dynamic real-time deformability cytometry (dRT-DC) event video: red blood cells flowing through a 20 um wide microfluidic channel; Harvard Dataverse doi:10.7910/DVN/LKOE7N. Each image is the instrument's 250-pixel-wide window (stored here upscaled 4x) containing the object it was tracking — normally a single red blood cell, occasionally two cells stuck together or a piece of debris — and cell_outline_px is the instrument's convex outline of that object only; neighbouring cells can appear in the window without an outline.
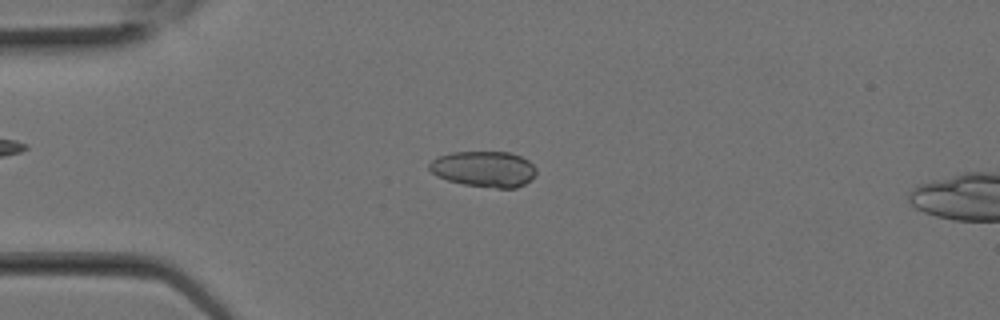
{"species": "Egyptian fruit bat (a non-hibernating species)", "species_latin": "Rousettus aegyptiacus", "temperature_condition": "room temperature", "stored_images_in_passage": 9, "camera_frame_rate_fps": 3000, "um_per_image_px": 0.085, "animal": {"sex": "female"}, "frame": {"image": 1, "passage_image": 7, "time_ms": 2.0, "image_size_px": [1000, 320], "cell_outline_px": [[536, 172], [532, 180], [516, 188], [496, 188], [464, 184], [448, 180], [436, 176], [428, 168], [428, 164], [432, 160], [440, 156], [452, 152], [508, 152], [520, 156], [528, 160], [536, 168]], "centroid_in_image_um": [41.15, 14.37], "position_along_channel_um": 43.9, "area_um2": 22.31}}